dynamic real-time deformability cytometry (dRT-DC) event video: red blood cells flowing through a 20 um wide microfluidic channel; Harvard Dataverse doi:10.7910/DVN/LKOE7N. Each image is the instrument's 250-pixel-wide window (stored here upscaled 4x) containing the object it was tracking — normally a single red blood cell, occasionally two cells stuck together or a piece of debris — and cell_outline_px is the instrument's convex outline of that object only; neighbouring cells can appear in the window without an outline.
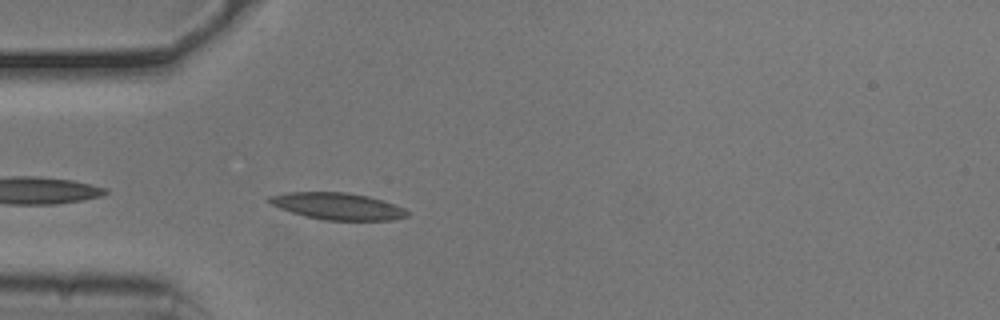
{"species": "common noctule bat (a hibernating species)", "species_latin": "Nyctalus noctula", "temperature_condition": "cold", "stored_images_in_passage": 40, "camera_frame_rate_fps": 3000, "um_per_image_px": 0.085, "animal": {"sex": "male", "body_mass_g": 20.5, "forearm_length_mm": 52.5}, "frame": {"image": 1, "passage_image": 2, "time_ms": 0.333, "image_size_px": [1000, 320], "cell_outline_px": [[408, 216], [388, 220], [324, 220], [304, 216], [280, 208], [272, 204], [268, 200], [268, 196], [288, 192], [348, 192], [368, 196], [404, 208], [408, 212]], "centroid_in_image_um": [28.67, 17.52], "position_along_channel_um": 56.3, "area_um2": 21.33}}
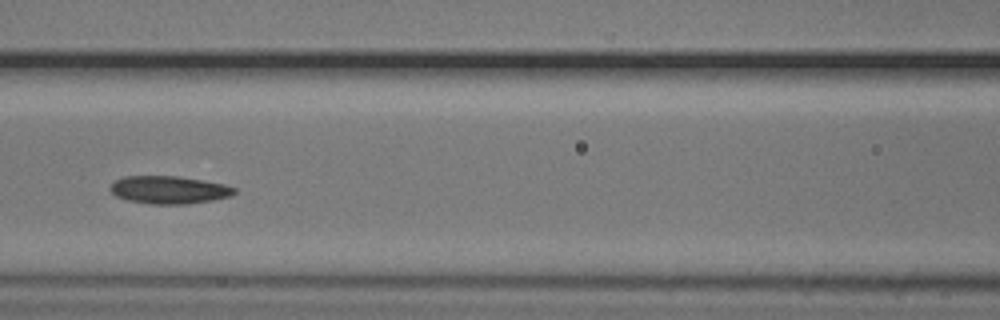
{"frame": {"image": 2, "passage_image": 10, "time_ms": 3.0, "image_size_px": [1000, 320], "cell_outline_px": [[236, 192], [232, 196], [212, 200], [188, 204], [148, 204], [128, 200], [116, 196], [108, 188], [116, 180], [124, 176], [176, 176], [224, 184], [236, 188]], "centroid_in_image_um": [14.36, 16.14], "position_along_channel_um": 152.2, "area_um2": 20.06}}
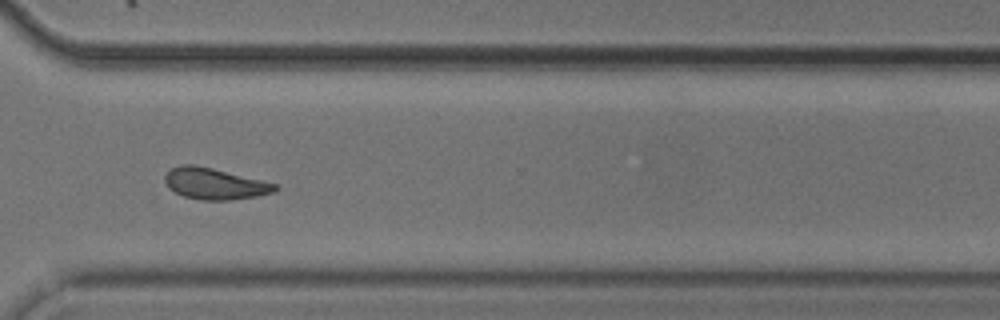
{"frame": {"image": 3, "passage_image": 26, "time_ms": 8.333, "image_size_px": [1000, 320], "cell_outline_px": [[280, 188], [272, 192], [256, 196], [228, 200], [200, 200], [184, 196], [168, 188], [164, 180], [164, 176], [172, 168], [180, 164], [192, 164], [212, 168], [264, 180], [280, 184]], "centroid_in_image_um": [18.27, 15.61], "position_along_channel_um": 352.3, "area_um2": 20.17}, "authors_computed_cell_mechanics": {"area_um2": 19.9699, "velocity_mm_per_s": 3.7618, "shape_relaxation_time_tau1_ms": 3.7663, "shape_relaxation_time_tau2_ms": 4.1554, "deformation_change_tau1": 0.1199, "deformation_change_tau2": 0.1134}}